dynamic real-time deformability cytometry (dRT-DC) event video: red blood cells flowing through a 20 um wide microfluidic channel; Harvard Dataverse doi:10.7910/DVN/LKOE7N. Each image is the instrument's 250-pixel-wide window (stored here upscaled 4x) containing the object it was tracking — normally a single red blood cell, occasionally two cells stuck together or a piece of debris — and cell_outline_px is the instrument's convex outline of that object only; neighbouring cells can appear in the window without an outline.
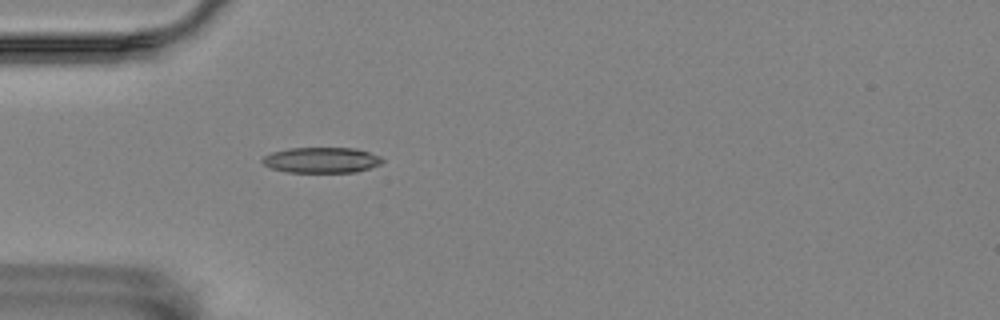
{"species": "Egyptian fruit bat (a non-hibernating species)", "species_latin": "Rousettus aegyptiacus", "temperature_condition": "room temperature", "stored_images_in_passage": 42, "camera_frame_rate_fps": 3000, "um_per_image_px": 0.085, "animal": {"sex": "female"}, "frame": {"image": 1, "passage_image": 2, "time_ms": 0.333, "image_size_px": [1000, 320], "cell_outline_px": [[384, 160], [380, 164], [356, 172], [284, 172], [272, 168], [264, 164], [260, 160], [264, 156], [272, 152], [288, 148], [356, 148], [380, 156]], "centroid_in_image_um": [27.31, 13.6], "position_along_channel_um": 57.7, "area_um2": 17.86}}
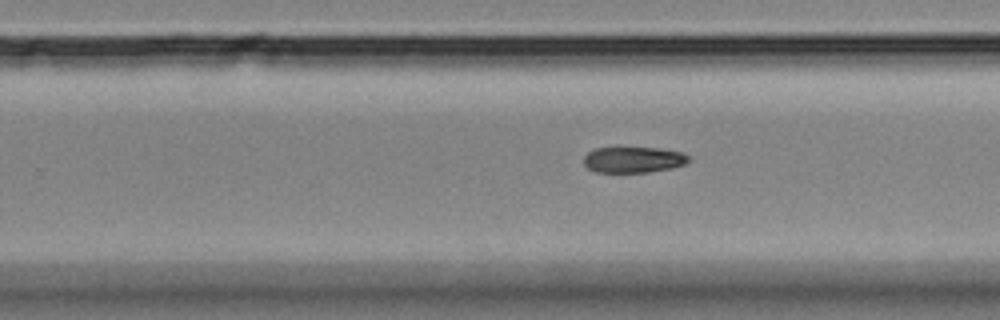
{"frame": {"image": 2, "passage_image": 21, "time_ms": 6.667, "image_size_px": [1000, 320], "cell_outline_px": [[692, 160], [684, 164], [672, 168], [648, 172], [596, 172], [588, 168], [584, 164], [584, 156], [588, 152], [596, 148], [616, 144], [660, 148], [680, 152], [688, 156]], "centroid_in_image_um": [53.8, 13.52], "position_along_channel_um": 276.0, "area_um2": 16.7}}
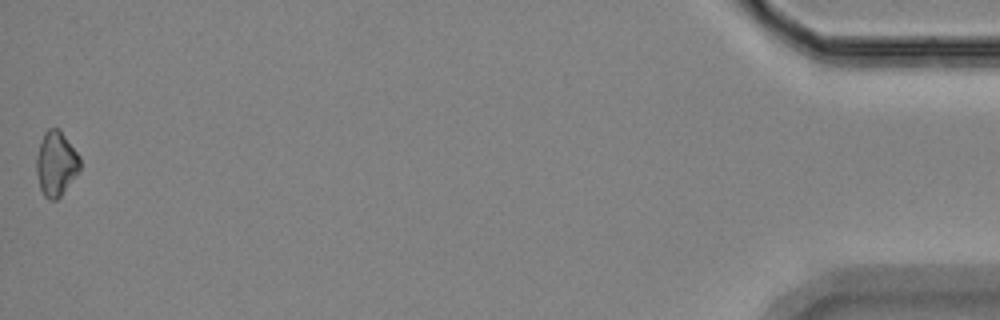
{"frame": {"image": 3, "passage_image": 42, "time_ms": 13.667, "image_size_px": [1000, 320], "cell_outline_px": [[80, 168], [60, 196], [56, 200], [48, 200], [44, 196], [40, 188], [36, 172], [36, 156], [44, 132], [48, 128], [60, 128], [80, 156]], "centroid_in_image_um": [4.75, 13.88], "position_along_channel_um": 430.4, "area_um2": 16.36}, "authors_computed_cell_mechanics": {"area_um2": 16.8776, "velocity_mm_per_s": 3.5062, "shape_relaxation_time_tau1_ms": 9.7016, "shape_relaxation_time_tau2_ms": null, "deformation_change_tau1": 0.1542, "deformation_change_tau2": null}}